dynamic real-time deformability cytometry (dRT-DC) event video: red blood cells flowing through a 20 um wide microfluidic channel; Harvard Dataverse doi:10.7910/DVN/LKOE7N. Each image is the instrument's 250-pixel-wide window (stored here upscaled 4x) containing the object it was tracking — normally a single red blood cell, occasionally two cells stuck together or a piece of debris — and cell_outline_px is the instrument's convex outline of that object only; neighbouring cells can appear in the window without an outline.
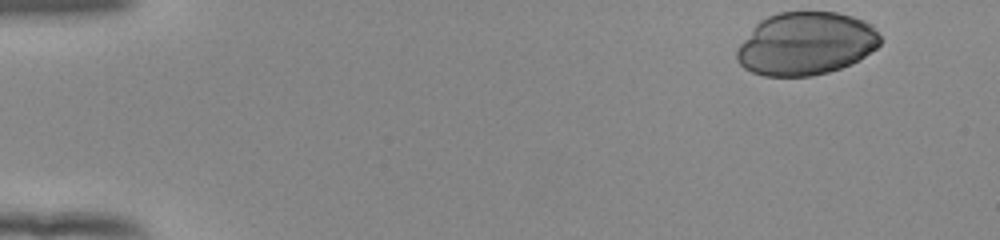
{"species": "human", "species_latin": "Homo sapiens", "temperature_condition": "room temperature", "stored_images_in_passage": 43, "camera_frame_rate_fps": 3000, "um_per_image_px": 0.085, "donor": {"sex": "female"}, "frame": {"image": 1, "passage_image": 1, "time_ms": 0.0, "image_size_px": [1000, 240], "cell_outline_px": [[880, 44], [876, 48], [860, 60], [852, 64], [828, 72], [812, 76], [764, 76], [752, 72], [744, 68], [736, 60], [736, 52], [740, 44], [752, 28], [760, 20], [768, 16], [780, 12], [836, 12], [852, 16], [864, 20], [872, 24], [880, 36]], "centroid_in_image_um": [68.51, 3.71], "position_along_channel_um": 16.5, "area_um2": 52.83}}
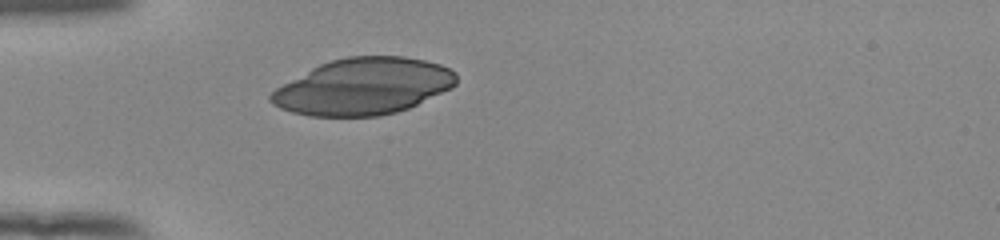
{"frame": {"image": 2, "passage_image": 13, "time_ms": 4.0, "image_size_px": [1000, 240], "cell_outline_px": [[456, 84], [452, 88], [408, 108], [396, 112], [380, 116], [308, 116], [292, 112], [280, 108], [272, 104], [268, 100], [268, 96], [276, 88], [312, 68], [320, 64], [332, 60], [348, 56], [404, 56], [424, 60], [440, 64], [456, 72]], "centroid_in_image_um": [30.88, 7.35], "position_along_channel_um": 54.1, "area_um2": 60.92}}